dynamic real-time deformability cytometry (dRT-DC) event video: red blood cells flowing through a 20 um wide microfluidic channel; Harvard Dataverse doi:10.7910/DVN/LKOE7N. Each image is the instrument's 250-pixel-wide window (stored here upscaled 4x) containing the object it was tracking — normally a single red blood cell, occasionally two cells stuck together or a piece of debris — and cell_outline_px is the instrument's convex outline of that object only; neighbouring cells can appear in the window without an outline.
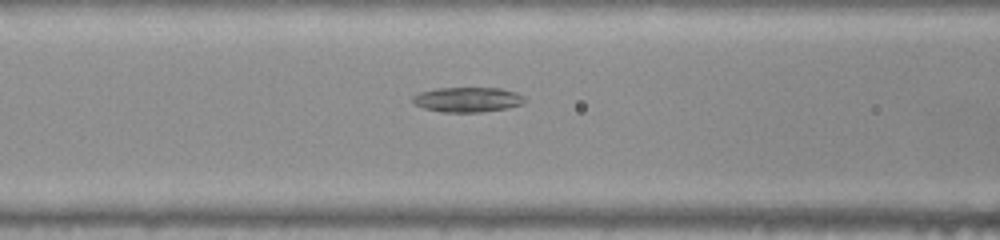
{"species": "common noctule bat (a hibernating species)", "species_latin": "Nyctalus noctula", "temperature_condition": "warm", "stored_images_in_passage": 37, "camera_frame_rate_fps": 3000, "um_per_image_px": 0.085, "animal": {"sex": "female", "body_mass_g": 22.0, "forearm_length_mm": 56.7}, "frame": {"image": 1, "passage_image": 6, "time_ms": 1.667, "image_size_px": [1000, 240], "cell_outline_px": [[524, 104], [508, 108], [480, 112], [440, 112], [424, 108], [416, 104], [412, 100], [412, 96], [420, 92], [436, 88], [500, 88], [516, 92], [524, 96]], "centroid_in_image_um": [39.75, 8.46], "position_along_channel_um": 126.8, "area_um2": 16.3}}
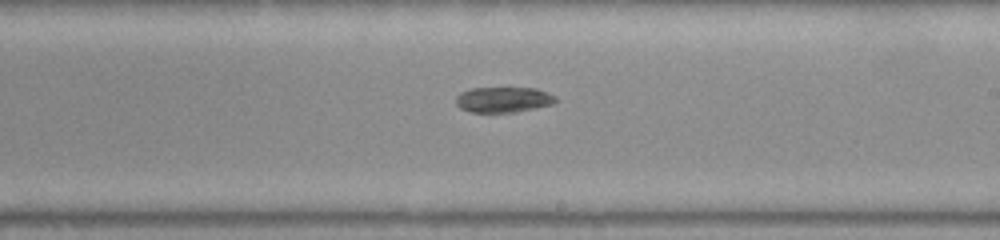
{"frame": {"image": 2, "passage_image": 15, "time_ms": 4.667, "image_size_px": [1000, 240], "cell_outline_px": [[556, 100], [552, 104], [516, 112], [472, 112], [460, 108], [456, 104], [456, 96], [460, 92], [472, 88], [536, 88], [556, 96]], "centroid_in_image_um": [42.76, 8.46], "position_along_channel_um": 246.2, "area_um2": 14.74}}
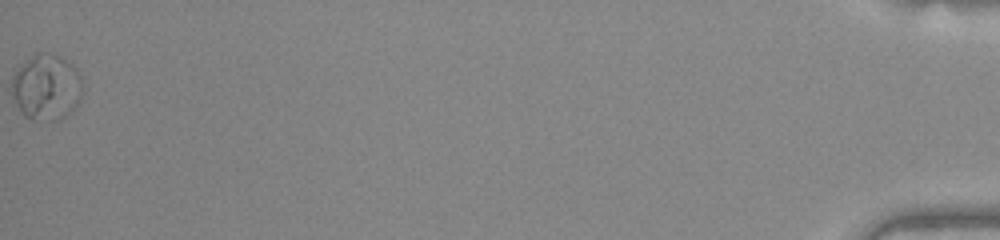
{"frame": {"image": 3, "passage_image": 37, "time_ms": 12.0, "image_size_px": [1000, 240], "cell_outline_px": [[84, 92], [76, 108], [72, 112], [60, 120], [32, 120], [24, 116], [20, 112], [12, 92], [12, 76], [16, 68], [24, 60], [36, 52], [48, 52], [60, 56], [72, 64], [76, 68], [84, 84]], "centroid_in_image_um": [3.97, 7.4], "position_along_channel_um": 431.2, "area_um2": 27.98}, "authors_computed_cell_mechanics": {"area_um2": 15.028, "velocity_mm_per_s": 3.9932, "shape_relaxation_time_tau1_ms": null, "shape_relaxation_time_tau2_ms": 11.1662, "deformation_change_tau1": null, "deformation_change_tau2": 0.0971}}